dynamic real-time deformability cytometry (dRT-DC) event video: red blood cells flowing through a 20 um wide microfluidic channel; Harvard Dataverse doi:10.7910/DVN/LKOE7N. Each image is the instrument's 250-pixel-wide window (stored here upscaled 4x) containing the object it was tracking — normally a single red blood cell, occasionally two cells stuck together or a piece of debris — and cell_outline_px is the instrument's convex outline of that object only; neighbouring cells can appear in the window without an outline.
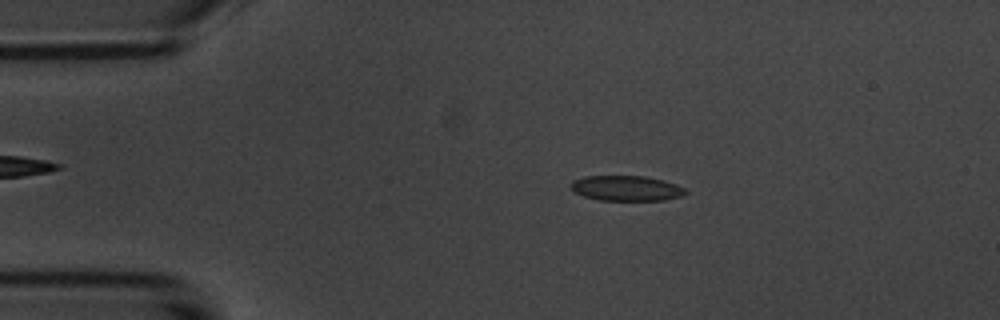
{"species": "common noctule bat (a hibernating species)", "species_latin": "Nyctalus noctula", "temperature_condition": "room temperature", "stored_images_in_passage": 53, "camera_frame_rate_fps": 3000, "um_per_image_px": 0.085, "animal": {"sex": "male", "body_mass_g": 20.1, "forearm_length_mm": 53.5}, "frame": {"image": 1, "passage_image": 9, "time_ms": 2.667, "image_size_px": [1000, 320], "cell_outline_px": [[688, 192], [680, 196], [664, 200], [600, 200], [584, 196], [572, 192], [568, 184], [572, 180], [584, 176], [644, 176], [664, 180], [676, 184], [684, 188]], "centroid_in_image_um": [53.18, 15.99], "position_along_channel_um": 31.8, "area_um2": 16.99}}
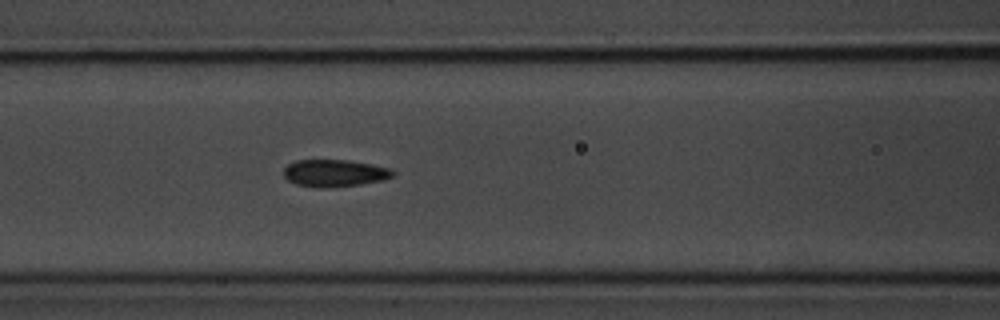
{"frame": {"image": 2, "passage_image": 21, "time_ms": 6.667, "image_size_px": [1000, 320], "cell_outline_px": [[396, 172], [392, 176], [380, 180], [360, 184], [320, 188], [296, 184], [288, 180], [284, 176], [284, 168], [288, 164], [296, 160], [348, 160], [372, 164], [388, 168]], "centroid_in_image_um": [28.4, 14.7], "position_along_channel_um": 138.2, "area_um2": 17.05}}
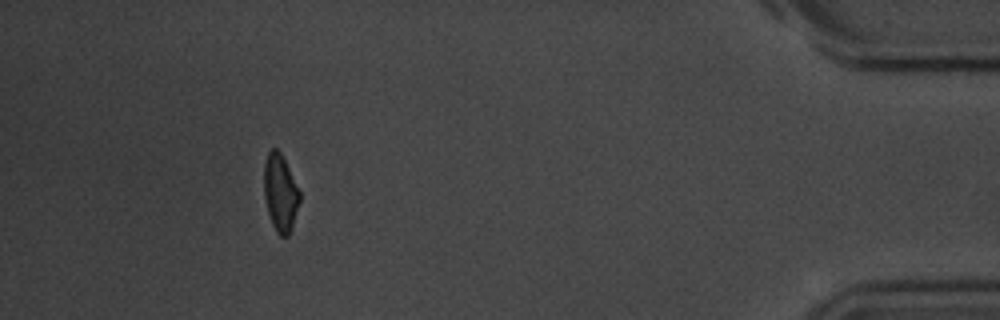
{"frame": {"image": 3, "passage_image": 48, "time_ms": 15.667, "image_size_px": [1000, 320], "cell_outline_px": [[300, 200], [292, 228], [288, 236], [280, 236], [276, 232], [272, 224], [268, 212], [264, 196], [264, 164], [268, 152], [272, 148], [276, 148], [280, 152], [300, 192]], "centroid_in_image_um": [23.82, 16.41], "position_along_channel_um": 411.4, "area_um2": 15.9}, "authors_computed_cell_mechanics": {"area_um2": 16.9354, "velocity_mm_per_s": 3.712, "shape_relaxation_time_tau1_ms": 4.3491, "shape_relaxation_time_tau2_ms": 3.4695, "deformation_change_tau1": 0.1184, "deformation_change_tau2": 0.0845}}